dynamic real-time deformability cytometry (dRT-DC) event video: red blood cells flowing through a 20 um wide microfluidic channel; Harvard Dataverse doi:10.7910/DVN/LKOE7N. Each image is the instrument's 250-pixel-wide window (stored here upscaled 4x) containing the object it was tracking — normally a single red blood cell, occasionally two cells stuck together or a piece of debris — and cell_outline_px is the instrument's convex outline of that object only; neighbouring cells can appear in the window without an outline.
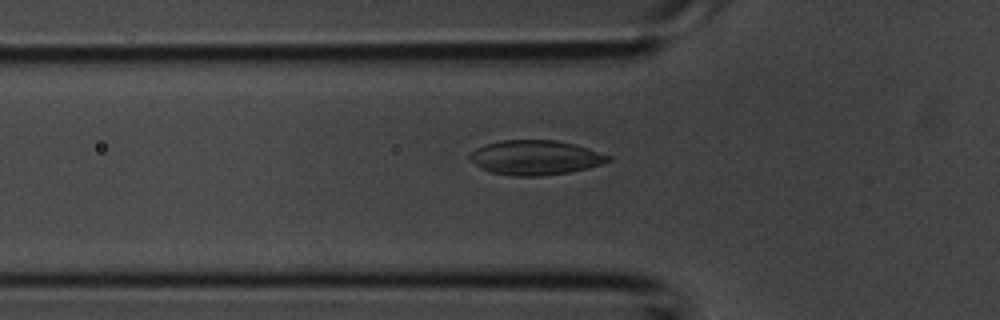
{"species": "common noctule bat (a hibernating species)", "species_latin": "Nyctalus noctula", "temperature_condition": "room temperature", "stored_images_in_passage": 38, "camera_frame_rate_fps": 3000, "um_per_image_px": 0.085, "animal": {"sex": "male", "body_mass_g": 20.1, "forearm_length_mm": 53.5}, "frame": {"image": 1, "passage_image": 10, "time_ms": 3.0, "image_size_px": [1000, 320], "cell_outline_px": [[612, 160], [588, 168], [568, 172], [540, 176], [512, 176], [492, 172], [480, 168], [468, 156], [476, 148], [484, 144], [500, 140], [556, 140], [576, 144], [612, 156]], "centroid_in_image_um": [45.52, 13.38], "position_along_channel_um": 80.3, "area_um2": 27.92}}
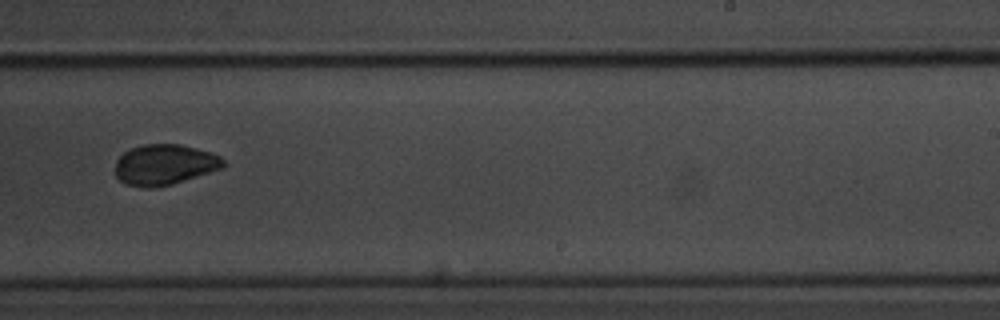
{"frame": {"image": 2, "passage_image": 22, "time_ms": 7.0, "image_size_px": [1000, 320], "cell_outline_px": [[224, 168], [172, 184], [152, 188], [148, 188], [128, 184], [120, 180], [116, 176], [116, 160], [124, 152], [132, 148], [144, 144], [180, 144], [212, 152], [220, 156], [224, 160]], "centroid_in_image_um": [14.01, 13.99], "position_along_channel_um": 275.0, "area_um2": 25.49}}
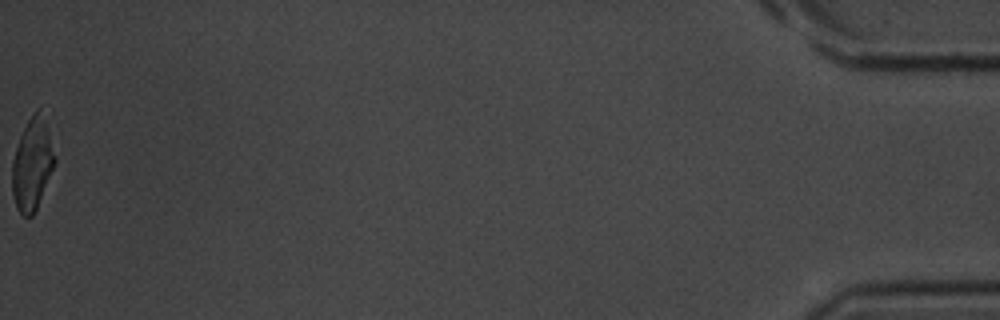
{"frame": {"image": 3, "passage_image": 38, "time_ms": 12.333, "image_size_px": [1000, 320], "cell_outline_px": [[56, 160], [36, 208], [32, 216], [24, 216], [16, 208], [12, 196], [12, 160], [20, 136], [32, 112], [36, 108], [40, 108], [56, 156]], "centroid_in_image_um": [2.72, 13.96], "position_along_channel_um": 432.5, "area_um2": 22.43}}